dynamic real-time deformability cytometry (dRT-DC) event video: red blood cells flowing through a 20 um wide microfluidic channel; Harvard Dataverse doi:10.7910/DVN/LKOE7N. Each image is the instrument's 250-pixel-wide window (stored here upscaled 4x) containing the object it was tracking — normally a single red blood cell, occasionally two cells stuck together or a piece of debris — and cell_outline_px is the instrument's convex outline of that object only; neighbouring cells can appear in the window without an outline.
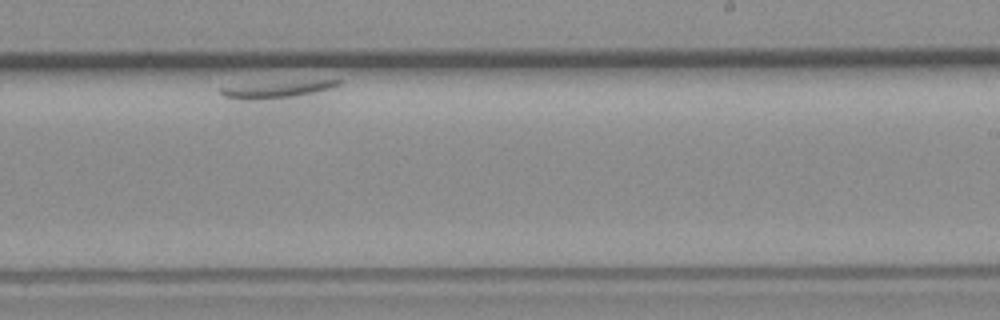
{"species": "common noctule bat (a hibernating species)", "species_latin": "Nyctalus noctula", "temperature_condition": "room temperature", "stored_images_in_passage": 8, "camera_frame_rate_fps": 3000, "um_per_image_px": 0.085, "animal": {"sex": "female", "body_mass_g": 19.3, "forearm_length_mm": 54.1}, "frame": {"image": 1, "passage_image": 7, "time_ms": 7.0, "image_size_px": [1000, 320], "cell_outline_px": [[340, 84], [304, 108], [288, 108], [244, 100], [224, 96], [220, 92], [220, 88], [248, 84], [308, 80], [340, 80]], "centroid_in_image_um": [23.99, 7.86], "position_along_channel_um": 265.0, "area_um2": 15.95}}